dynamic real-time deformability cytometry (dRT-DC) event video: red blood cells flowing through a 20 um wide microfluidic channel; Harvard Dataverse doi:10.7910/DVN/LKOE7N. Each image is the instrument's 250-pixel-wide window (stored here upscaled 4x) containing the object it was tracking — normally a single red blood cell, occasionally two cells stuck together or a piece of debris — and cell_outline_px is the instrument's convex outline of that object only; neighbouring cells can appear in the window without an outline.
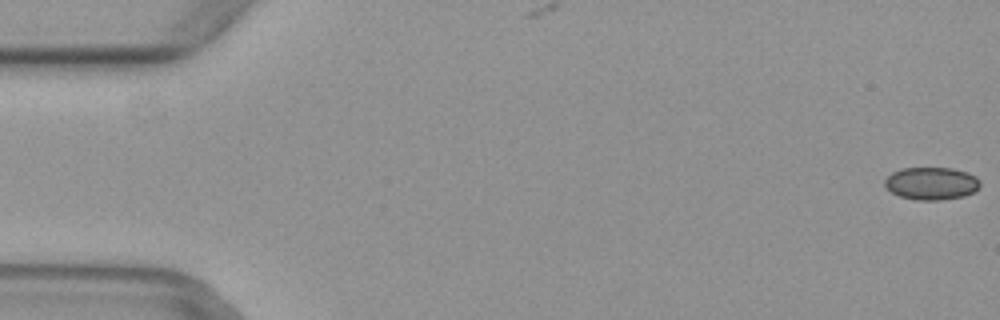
{"species": "common noctule bat (a hibernating species)", "species_latin": "Nyctalus noctula", "temperature_condition": "warm", "stored_images_in_passage": 4, "camera_frame_rate_fps": 3000, "um_per_image_px": 0.085, "animal": {"sex": "female", "body_mass_g": 29.2, "forearm_length_mm": 56.3}, "frame": {"image": 1, "passage_image": 1, "time_ms": 0.0, "image_size_px": [1000, 320], "cell_outline_px": [[980, 184], [972, 192], [964, 196], [940, 200], [916, 200], [900, 196], [892, 192], [884, 184], [884, 180], [892, 172], [900, 168], [952, 168], [968, 172], [976, 176], [980, 180]], "centroid_in_image_um": [79.17, 15.58], "position_along_channel_um": 5.8, "area_um2": 18.09}}